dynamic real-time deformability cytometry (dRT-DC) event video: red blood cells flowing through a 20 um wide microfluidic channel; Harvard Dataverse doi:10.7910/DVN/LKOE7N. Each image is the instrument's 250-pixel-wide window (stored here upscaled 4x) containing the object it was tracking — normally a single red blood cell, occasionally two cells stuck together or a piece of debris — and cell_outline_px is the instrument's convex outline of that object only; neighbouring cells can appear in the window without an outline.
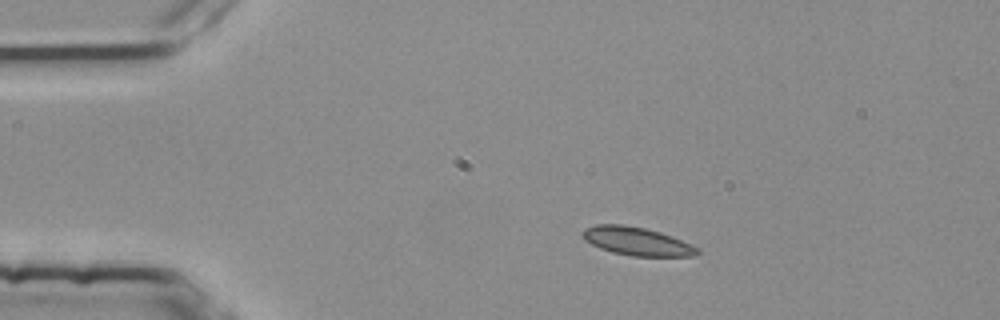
{"species": "common noctule bat (a hibernating species)", "species_latin": "Nyctalus noctula", "temperature_condition": "room temperature", "stored_images_in_passage": 3, "camera_frame_rate_fps": 3000, "um_per_image_px": 0.085, "animal": {"sex": "female", "body_mass_g": 25.1}, "frame": {"image": 1, "passage_image": 2, "time_ms": 0.333, "image_size_px": [1000, 320], "cell_outline_px": [[700, 252], [696, 256], [632, 256], [612, 252], [600, 248], [584, 240], [580, 236], [580, 232], [584, 228], [596, 224], [624, 224], [644, 228], [660, 232], [672, 236], [696, 248]], "centroid_in_image_um": [54.05, 20.5], "position_along_channel_um": 31.0, "area_um2": 18.9}}